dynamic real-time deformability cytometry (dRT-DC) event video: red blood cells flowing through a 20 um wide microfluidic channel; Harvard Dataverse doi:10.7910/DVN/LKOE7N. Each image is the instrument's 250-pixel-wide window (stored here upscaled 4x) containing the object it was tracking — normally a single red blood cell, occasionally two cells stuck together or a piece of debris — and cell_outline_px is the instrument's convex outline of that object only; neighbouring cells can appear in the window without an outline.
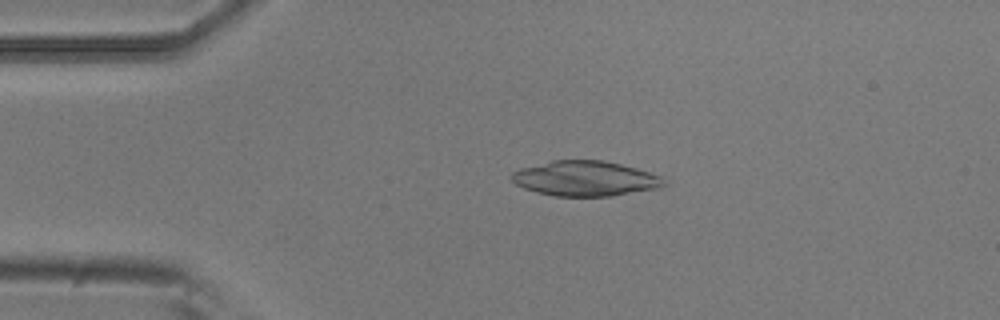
{"species": "common noctule bat (a hibernating species)", "species_latin": "Nyctalus noctula", "temperature_condition": "room temperature", "stored_images_in_passage": 2, "camera_frame_rate_fps": 3000, "um_per_image_px": 0.085, "animal": {"sex": "male", "body_mass_g": 20.5, "forearm_length_mm": 52.5}, "frame": {"image": 1, "passage_image": 1, "time_ms": 0.0, "image_size_px": [1000, 320], "cell_outline_px": [[664, 184], [660, 188], [612, 196], [552, 196], [536, 192], [524, 188], [516, 184], [508, 176], [512, 172], [520, 168], [552, 160], [604, 160], [636, 168], [660, 176]], "centroid_in_image_um": [49.69, 15.17], "position_along_channel_um": 35.3, "area_um2": 31.15}}